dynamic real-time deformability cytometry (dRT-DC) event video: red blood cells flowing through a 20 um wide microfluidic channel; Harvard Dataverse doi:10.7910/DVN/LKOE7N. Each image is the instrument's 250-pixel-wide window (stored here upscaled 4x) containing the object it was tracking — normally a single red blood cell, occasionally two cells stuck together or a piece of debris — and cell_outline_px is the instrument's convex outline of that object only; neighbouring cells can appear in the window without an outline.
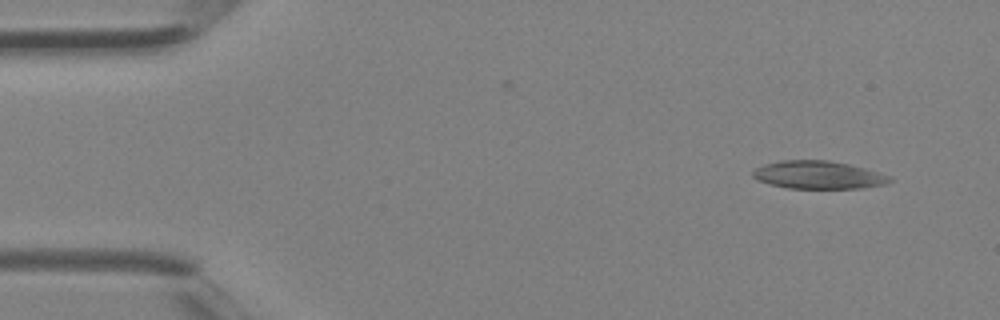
{"species": "Egyptian fruit bat (a non-hibernating species)", "species_latin": "Rousettus aegyptiacus", "temperature_condition": "room temperature", "stored_images_in_passage": 2, "camera_frame_rate_fps": 3000, "um_per_image_px": 0.085, "animal": {"sex": "female"}, "frame": {"image": 1, "passage_image": 1, "time_ms": 0.0, "image_size_px": [1000, 320], "cell_outline_px": [[892, 180], [884, 184], [860, 188], [788, 188], [756, 180], [752, 176], [752, 172], [756, 168], [764, 164], [780, 160], [828, 160], [848, 164], [864, 168], [892, 176]], "centroid_in_image_um": [69.54, 14.86], "position_along_channel_um": 15.5, "area_um2": 22.14}}